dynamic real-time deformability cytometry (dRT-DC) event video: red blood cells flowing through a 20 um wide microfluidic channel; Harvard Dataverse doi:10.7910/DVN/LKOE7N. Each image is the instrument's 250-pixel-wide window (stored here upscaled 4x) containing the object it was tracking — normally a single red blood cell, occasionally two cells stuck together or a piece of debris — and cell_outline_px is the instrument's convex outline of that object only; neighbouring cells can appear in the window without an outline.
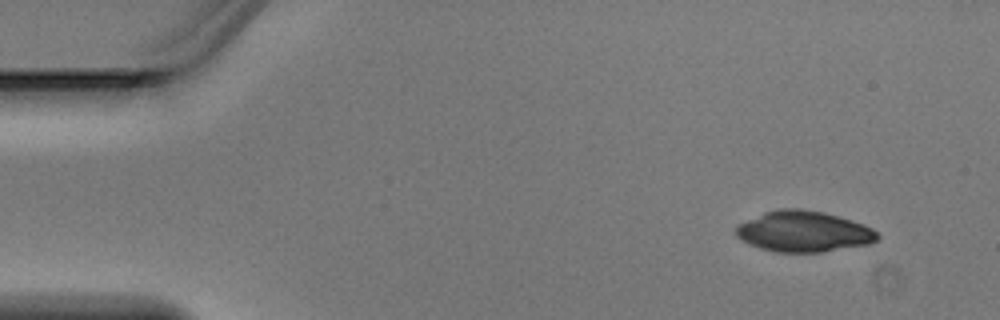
{"species": "Egyptian fruit bat (a non-hibernating species)", "species_latin": "Rousettus aegyptiacus", "temperature_condition": "warm", "stored_images_in_passage": 5, "camera_frame_rate_fps": 3000, "um_per_image_px": 0.085, "animal": {"sex": "male"}, "frame": {"image": 1, "passage_image": 1, "time_ms": 0.0, "image_size_px": [1000, 320], "cell_outline_px": [[880, 236], [876, 240], [868, 244], [820, 252], [776, 252], [760, 248], [748, 244], [740, 240], [736, 236], [736, 228], [740, 224], [764, 212], [780, 208], [800, 208], [824, 212], [852, 220], [864, 224], [872, 228]], "centroid_in_image_um": [68.3, 19.67], "position_along_channel_um": 16.7, "area_um2": 33.58}}